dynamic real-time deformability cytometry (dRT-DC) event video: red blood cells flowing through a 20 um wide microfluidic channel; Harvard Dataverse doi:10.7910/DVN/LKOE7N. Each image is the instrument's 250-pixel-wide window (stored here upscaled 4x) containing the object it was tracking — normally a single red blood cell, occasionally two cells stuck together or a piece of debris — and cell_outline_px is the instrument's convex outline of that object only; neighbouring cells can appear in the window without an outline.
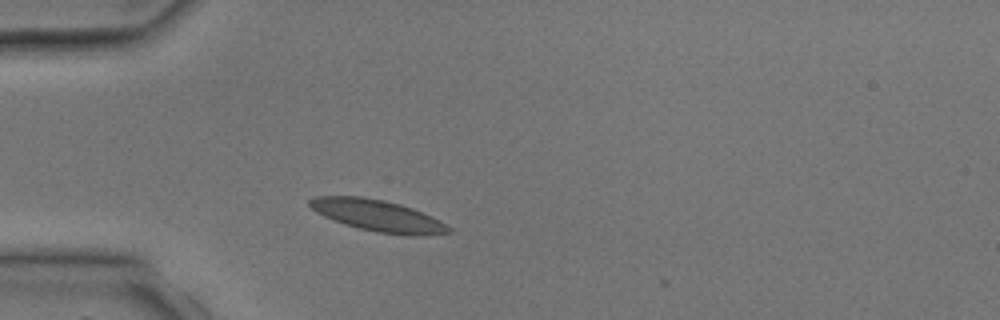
{"species": "common noctule bat (a hibernating species)", "species_latin": "Nyctalus noctula", "temperature_condition": "room temperature", "stored_images_in_passage": 3, "camera_frame_rate_fps": 3000, "um_per_image_px": 0.085, "animal": {"sex": "male", "body_mass_g": 17.9, "forearm_length_mm": 54.2}, "frame": {"image": 1, "passage_image": 3, "time_ms": 2.667, "image_size_px": [1000, 320], "cell_outline_px": [[452, 232], [416, 236], [408, 236], [376, 232], [344, 224], [324, 216], [316, 212], [308, 204], [308, 200], [316, 196], [360, 196], [384, 200], [400, 204], [412, 208], [432, 216], [440, 220], [452, 228]], "centroid_in_image_um": [32.13, 18.33], "position_along_channel_um": 52.9, "area_um2": 25.55}}